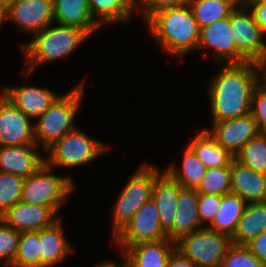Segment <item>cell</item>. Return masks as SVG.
Returning a JSON list of instances; mask_svg holds the SVG:
<instances>
[{"mask_svg":"<svg viewBox=\"0 0 266 267\" xmlns=\"http://www.w3.org/2000/svg\"><path fill=\"white\" fill-rule=\"evenodd\" d=\"M7 16L19 33L34 35L54 23L53 0H14L7 7Z\"/></svg>","mask_w":266,"mask_h":267,"instance_id":"obj_13","label":"cell"},{"mask_svg":"<svg viewBox=\"0 0 266 267\" xmlns=\"http://www.w3.org/2000/svg\"><path fill=\"white\" fill-rule=\"evenodd\" d=\"M201 194L227 195L231 193V166L207 168L196 189Z\"/></svg>","mask_w":266,"mask_h":267,"instance_id":"obj_32","label":"cell"},{"mask_svg":"<svg viewBox=\"0 0 266 267\" xmlns=\"http://www.w3.org/2000/svg\"><path fill=\"white\" fill-rule=\"evenodd\" d=\"M122 258L124 259V261L122 262V264L116 263L114 260L113 261H109V260H105L104 262H99V264L95 265V267H122L125 263H126V259L124 256H122Z\"/></svg>","mask_w":266,"mask_h":267,"instance_id":"obj_42","label":"cell"},{"mask_svg":"<svg viewBox=\"0 0 266 267\" xmlns=\"http://www.w3.org/2000/svg\"><path fill=\"white\" fill-rule=\"evenodd\" d=\"M234 158L250 169L266 174V136L260 132Z\"/></svg>","mask_w":266,"mask_h":267,"instance_id":"obj_31","label":"cell"},{"mask_svg":"<svg viewBox=\"0 0 266 267\" xmlns=\"http://www.w3.org/2000/svg\"><path fill=\"white\" fill-rule=\"evenodd\" d=\"M14 0H0V4L5 5L8 7Z\"/></svg>","mask_w":266,"mask_h":267,"instance_id":"obj_45","label":"cell"},{"mask_svg":"<svg viewBox=\"0 0 266 267\" xmlns=\"http://www.w3.org/2000/svg\"><path fill=\"white\" fill-rule=\"evenodd\" d=\"M84 81L76 84L69 92L60 95L53 104L34 122L35 144L44 153L68 132L76 128L74 118L83 100Z\"/></svg>","mask_w":266,"mask_h":267,"instance_id":"obj_4","label":"cell"},{"mask_svg":"<svg viewBox=\"0 0 266 267\" xmlns=\"http://www.w3.org/2000/svg\"><path fill=\"white\" fill-rule=\"evenodd\" d=\"M259 64L261 68V80H266V54Z\"/></svg>","mask_w":266,"mask_h":267,"instance_id":"obj_44","label":"cell"},{"mask_svg":"<svg viewBox=\"0 0 266 267\" xmlns=\"http://www.w3.org/2000/svg\"><path fill=\"white\" fill-rule=\"evenodd\" d=\"M220 267H266L245 245L232 244Z\"/></svg>","mask_w":266,"mask_h":267,"instance_id":"obj_35","label":"cell"},{"mask_svg":"<svg viewBox=\"0 0 266 267\" xmlns=\"http://www.w3.org/2000/svg\"><path fill=\"white\" fill-rule=\"evenodd\" d=\"M188 0H134L135 11L140 10L144 22L156 11L168 8L177 7L187 3ZM138 9V10H137Z\"/></svg>","mask_w":266,"mask_h":267,"instance_id":"obj_38","label":"cell"},{"mask_svg":"<svg viewBox=\"0 0 266 267\" xmlns=\"http://www.w3.org/2000/svg\"><path fill=\"white\" fill-rule=\"evenodd\" d=\"M46 163L24 180L21 202L50 206L56 213L66 198L73 193L74 180L67 176L55 175Z\"/></svg>","mask_w":266,"mask_h":267,"instance_id":"obj_6","label":"cell"},{"mask_svg":"<svg viewBox=\"0 0 266 267\" xmlns=\"http://www.w3.org/2000/svg\"><path fill=\"white\" fill-rule=\"evenodd\" d=\"M32 120L0 93V147L35 144Z\"/></svg>","mask_w":266,"mask_h":267,"instance_id":"obj_12","label":"cell"},{"mask_svg":"<svg viewBox=\"0 0 266 267\" xmlns=\"http://www.w3.org/2000/svg\"><path fill=\"white\" fill-rule=\"evenodd\" d=\"M14 106L35 121L60 96L37 86H5L0 91Z\"/></svg>","mask_w":266,"mask_h":267,"instance_id":"obj_16","label":"cell"},{"mask_svg":"<svg viewBox=\"0 0 266 267\" xmlns=\"http://www.w3.org/2000/svg\"><path fill=\"white\" fill-rule=\"evenodd\" d=\"M246 204L236 194L222 195L218 212L207 228L232 237Z\"/></svg>","mask_w":266,"mask_h":267,"instance_id":"obj_27","label":"cell"},{"mask_svg":"<svg viewBox=\"0 0 266 267\" xmlns=\"http://www.w3.org/2000/svg\"><path fill=\"white\" fill-rule=\"evenodd\" d=\"M160 171L144 162L124 185L112 209L113 240L130 223L137 210L151 200L154 182Z\"/></svg>","mask_w":266,"mask_h":267,"instance_id":"obj_5","label":"cell"},{"mask_svg":"<svg viewBox=\"0 0 266 267\" xmlns=\"http://www.w3.org/2000/svg\"><path fill=\"white\" fill-rule=\"evenodd\" d=\"M222 66L208 82L212 122L250 114L254 89L261 82V68L257 62Z\"/></svg>","mask_w":266,"mask_h":267,"instance_id":"obj_1","label":"cell"},{"mask_svg":"<svg viewBox=\"0 0 266 267\" xmlns=\"http://www.w3.org/2000/svg\"><path fill=\"white\" fill-rule=\"evenodd\" d=\"M122 267H130L128 263L126 262Z\"/></svg>","mask_w":266,"mask_h":267,"instance_id":"obj_48","label":"cell"},{"mask_svg":"<svg viewBox=\"0 0 266 267\" xmlns=\"http://www.w3.org/2000/svg\"><path fill=\"white\" fill-rule=\"evenodd\" d=\"M243 2H266V0H243Z\"/></svg>","mask_w":266,"mask_h":267,"instance_id":"obj_46","label":"cell"},{"mask_svg":"<svg viewBox=\"0 0 266 267\" xmlns=\"http://www.w3.org/2000/svg\"><path fill=\"white\" fill-rule=\"evenodd\" d=\"M252 12L254 20L266 36V2H244Z\"/></svg>","mask_w":266,"mask_h":267,"instance_id":"obj_40","label":"cell"},{"mask_svg":"<svg viewBox=\"0 0 266 267\" xmlns=\"http://www.w3.org/2000/svg\"><path fill=\"white\" fill-rule=\"evenodd\" d=\"M55 24L35 33L33 40L20 44L25 56V66L21 71L27 75V79L39 65L69 57L90 38L81 28Z\"/></svg>","mask_w":266,"mask_h":267,"instance_id":"obj_3","label":"cell"},{"mask_svg":"<svg viewBox=\"0 0 266 267\" xmlns=\"http://www.w3.org/2000/svg\"><path fill=\"white\" fill-rule=\"evenodd\" d=\"M213 49L218 64H241L249 60L237 49L230 27V16L201 28L197 50Z\"/></svg>","mask_w":266,"mask_h":267,"instance_id":"obj_11","label":"cell"},{"mask_svg":"<svg viewBox=\"0 0 266 267\" xmlns=\"http://www.w3.org/2000/svg\"><path fill=\"white\" fill-rule=\"evenodd\" d=\"M261 132L266 136V127H264Z\"/></svg>","mask_w":266,"mask_h":267,"instance_id":"obj_47","label":"cell"},{"mask_svg":"<svg viewBox=\"0 0 266 267\" xmlns=\"http://www.w3.org/2000/svg\"><path fill=\"white\" fill-rule=\"evenodd\" d=\"M8 20L7 16V7L3 4H0V26L4 23V21Z\"/></svg>","mask_w":266,"mask_h":267,"instance_id":"obj_43","label":"cell"},{"mask_svg":"<svg viewBox=\"0 0 266 267\" xmlns=\"http://www.w3.org/2000/svg\"><path fill=\"white\" fill-rule=\"evenodd\" d=\"M24 178L0 172V216L20 202Z\"/></svg>","mask_w":266,"mask_h":267,"instance_id":"obj_33","label":"cell"},{"mask_svg":"<svg viewBox=\"0 0 266 267\" xmlns=\"http://www.w3.org/2000/svg\"><path fill=\"white\" fill-rule=\"evenodd\" d=\"M54 23L75 26L90 37L101 29L94 21L88 0H53Z\"/></svg>","mask_w":266,"mask_h":267,"instance_id":"obj_22","label":"cell"},{"mask_svg":"<svg viewBox=\"0 0 266 267\" xmlns=\"http://www.w3.org/2000/svg\"><path fill=\"white\" fill-rule=\"evenodd\" d=\"M241 0H188L194 19L200 29L230 16Z\"/></svg>","mask_w":266,"mask_h":267,"instance_id":"obj_29","label":"cell"},{"mask_svg":"<svg viewBox=\"0 0 266 267\" xmlns=\"http://www.w3.org/2000/svg\"><path fill=\"white\" fill-rule=\"evenodd\" d=\"M157 46L172 57L197 50L200 27L188 3L156 11L145 22Z\"/></svg>","mask_w":266,"mask_h":267,"instance_id":"obj_2","label":"cell"},{"mask_svg":"<svg viewBox=\"0 0 266 267\" xmlns=\"http://www.w3.org/2000/svg\"><path fill=\"white\" fill-rule=\"evenodd\" d=\"M266 231V201L247 203L232 238V244L245 245Z\"/></svg>","mask_w":266,"mask_h":267,"instance_id":"obj_24","label":"cell"},{"mask_svg":"<svg viewBox=\"0 0 266 267\" xmlns=\"http://www.w3.org/2000/svg\"><path fill=\"white\" fill-rule=\"evenodd\" d=\"M182 152L184 153L182 166L178 169L175 163H171L164 170L183 188L197 189L207 168L189 146L185 147Z\"/></svg>","mask_w":266,"mask_h":267,"instance_id":"obj_28","label":"cell"},{"mask_svg":"<svg viewBox=\"0 0 266 267\" xmlns=\"http://www.w3.org/2000/svg\"><path fill=\"white\" fill-rule=\"evenodd\" d=\"M167 267H196V265L175 250L168 260Z\"/></svg>","mask_w":266,"mask_h":267,"instance_id":"obj_41","label":"cell"},{"mask_svg":"<svg viewBox=\"0 0 266 267\" xmlns=\"http://www.w3.org/2000/svg\"><path fill=\"white\" fill-rule=\"evenodd\" d=\"M88 4L94 21L100 27L130 22L135 12L134 0H88Z\"/></svg>","mask_w":266,"mask_h":267,"instance_id":"obj_26","label":"cell"},{"mask_svg":"<svg viewBox=\"0 0 266 267\" xmlns=\"http://www.w3.org/2000/svg\"><path fill=\"white\" fill-rule=\"evenodd\" d=\"M173 226L167 231L168 239L176 242L183 235L203 228L198 216V192L196 189L181 188L177 198Z\"/></svg>","mask_w":266,"mask_h":267,"instance_id":"obj_20","label":"cell"},{"mask_svg":"<svg viewBox=\"0 0 266 267\" xmlns=\"http://www.w3.org/2000/svg\"><path fill=\"white\" fill-rule=\"evenodd\" d=\"M62 220L40 230L41 267H55L61 264L73 252L70 242L65 237Z\"/></svg>","mask_w":266,"mask_h":267,"instance_id":"obj_23","label":"cell"},{"mask_svg":"<svg viewBox=\"0 0 266 267\" xmlns=\"http://www.w3.org/2000/svg\"><path fill=\"white\" fill-rule=\"evenodd\" d=\"M37 147L36 144L0 147V172L24 179L37 172L46 163L45 156Z\"/></svg>","mask_w":266,"mask_h":267,"instance_id":"obj_17","label":"cell"},{"mask_svg":"<svg viewBox=\"0 0 266 267\" xmlns=\"http://www.w3.org/2000/svg\"><path fill=\"white\" fill-rule=\"evenodd\" d=\"M158 210L151 199L144 203L134 214L130 223L112 241L122 253L128 246L149 241L167 239L168 234L163 229Z\"/></svg>","mask_w":266,"mask_h":267,"instance_id":"obj_10","label":"cell"},{"mask_svg":"<svg viewBox=\"0 0 266 267\" xmlns=\"http://www.w3.org/2000/svg\"><path fill=\"white\" fill-rule=\"evenodd\" d=\"M108 147L76 127L46 151V164L52 169L79 167L94 161Z\"/></svg>","mask_w":266,"mask_h":267,"instance_id":"obj_7","label":"cell"},{"mask_svg":"<svg viewBox=\"0 0 266 267\" xmlns=\"http://www.w3.org/2000/svg\"><path fill=\"white\" fill-rule=\"evenodd\" d=\"M175 245L176 250L190 259L196 267H220L222 259L232 245V238L203 227L183 235Z\"/></svg>","mask_w":266,"mask_h":267,"instance_id":"obj_8","label":"cell"},{"mask_svg":"<svg viewBox=\"0 0 266 267\" xmlns=\"http://www.w3.org/2000/svg\"><path fill=\"white\" fill-rule=\"evenodd\" d=\"M10 267H41L40 230L20 232L18 251Z\"/></svg>","mask_w":266,"mask_h":267,"instance_id":"obj_30","label":"cell"},{"mask_svg":"<svg viewBox=\"0 0 266 267\" xmlns=\"http://www.w3.org/2000/svg\"><path fill=\"white\" fill-rule=\"evenodd\" d=\"M211 125V129L206 128L205 130L234 157L248 141L261 132L251 114L212 122Z\"/></svg>","mask_w":266,"mask_h":267,"instance_id":"obj_14","label":"cell"},{"mask_svg":"<svg viewBox=\"0 0 266 267\" xmlns=\"http://www.w3.org/2000/svg\"><path fill=\"white\" fill-rule=\"evenodd\" d=\"M20 232L0 219V262L10 267L14 263L19 245Z\"/></svg>","mask_w":266,"mask_h":267,"instance_id":"obj_34","label":"cell"},{"mask_svg":"<svg viewBox=\"0 0 266 267\" xmlns=\"http://www.w3.org/2000/svg\"><path fill=\"white\" fill-rule=\"evenodd\" d=\"M189 142L188 146L195 152L206 168L231 166L234 156L218 144L207 130L202 129Z\"/></svg>","mask_w":266,"mask_h":267,"instance_id":"obj_25","label":"cell"},{"mask_svg":"<svg viewBox=\"0 0 266 267\" xmlns=\"http://www.w3.org/2000/svg\"><path fill=\"white\" fill-rule=\"evenodd\" d=\"M221 198L222 195L198 193L197 211L203 227H207L215 217L221 204Z\"/></svg>","mask_w":266,"mask_h":267,"instance_id":"obj_36","label":"cell"},{"mask_svg":"<svg viewBox=\"0 0 266 267\" xmlns=\"http://www.w3.org/2000/svg\"><path fill=\"white\" fill-rule=\"evenodd\" d=\"M230 27L237 49L249 61L259 63L266 54V36L243 1L231 11Z\"/></svg>","mask_w":266,"mask_h":267,"instance_id":"obj_9","label":"cell"},{"mask_svg":"<svg viewBox=\"0 0 266 267\" xmlns=\"http://www.w3.org/2000/svg\"><path fill=\"white\" fill-rule=\"evenodd\" d=\"M182 186L174 180L165 170L156 177L152 200L158 210L160 223L167 232L174 223L177 198Z\"/></svg>","mask_w":266,"mask_h":267,"instance_id":"obj_21","label":"cell"},{"mask_svg":"<svg viewBox=\"0 0 266 267\" xmlns=\"http://www.w3.org/2000/svg\"><path fill=\"white\" fill-rule=\"evenodd\" d=\"M231 193L246 203L266 201V174L250 169L235 158L231 161Z\"/></svg>","mask_w":266,"mask_h":267,"instance_id":"obj_19","label":"cell"},{"mask_svg":"<svg viewBox=\"0 0 266 267\" xmlns=\"http://www.w3.org/2000/svg\"><path fill=\"white\" fill-rule=\"evenodd\" d=\"M245 246L266 266V231L251 239Z\"/></svg>","mask_w":266,"mask_h":267,"instance_id":"obj_39","label":"cell"},{"mask_svg":"<svg viewBox=\"0 0 266 267\" xmlns=\"http://www.w3.org/2000/svg\"><path fill=\"white\" fill-rule=\"evenodd\" d=\"M57 213L45 205L18 202L0 216L9 227L18 232L39 231L53 225L60 218Z\"/></svg>","mask_w":266,"mask_h":267,"instance_id":"obj_15","label":"cell"},{"mask_svg":"<svg viewBox=\"0 0 266 267\" xmlns=\"http://www.w3.org/2000/svg\"><path fill=\"white\" fill-rule=\"evenodd\" d=\"M175 250V242L167 238L128 246L121 256L125 257L130 267H167Z\"/></svg>","mask_w":266,"mask_h":267,"instance_id":"obj_18","label":"cell"},{"mask_svg":"<svg viewBox=\"0 0 266 267\" xmlns=\"http://www.w3.org/2000/svg\"><path fill=\"white\" fill-rule=\"evenodd\" d=\"M250 114L260 130L266 127V86L262 82L254 89Z\"/></svg>","mask_w":266,"mask_h":267,"instance_id":"obj_37","label":"cell"},{"mask_svg":"<svg viewBox=\"0 0 266 267\" xmlns=\"http://www.w3.org/2000/svg\"><path fill=\"white\" fill-rule=\"evenodd\" d=\"M261 82L266 86V80H261Z\"/></svg>","mask_w":266,"mask_h":267,"instance_id":"obj_49","label":"cell"}]
</instances>
